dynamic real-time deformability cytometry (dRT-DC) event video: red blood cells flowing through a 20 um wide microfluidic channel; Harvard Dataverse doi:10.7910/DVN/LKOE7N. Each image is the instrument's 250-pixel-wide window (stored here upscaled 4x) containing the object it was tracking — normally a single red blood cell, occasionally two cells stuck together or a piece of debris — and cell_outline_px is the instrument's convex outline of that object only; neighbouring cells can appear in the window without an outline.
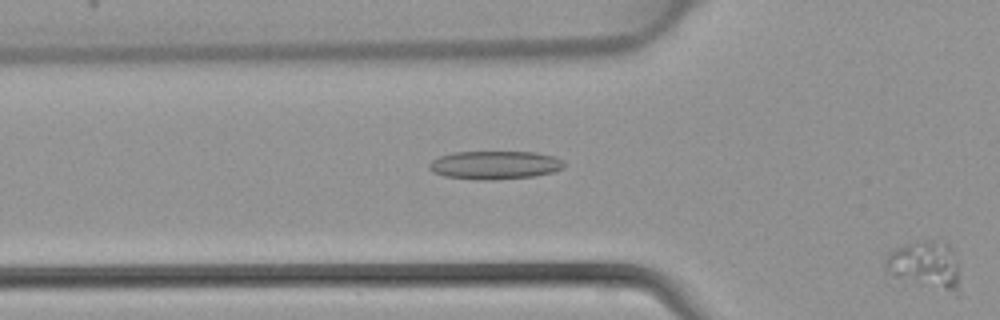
{"species": "common noctule bat (a hibernating species)", "species_latin": "Nyctalus noctula", "temperature_condition": "warm", "stored_images_in_passage": 16, "camera_frame_rate_fps": 3000, "um_per_image_px": 0.085, "animal": {"sex": "female", "body_mass_g": 22.7, "forearm_length_mm": 54.2}, "frame": {"image": 1, "passage_image": 16, "time_ms": 5.0, "image_size_px": [1000, 320], "cell_outline_px": [[960, 292], [956, 296], [888, 284], [884, 268], [884, 264], [888, 256], [896, 248], [916, 240], [936, 240], [948, 244], [952, 248], [956, 260], [960, 276]], "centroid_in_image_um": [78.56, 22.73], "position_along_channel_um": 47.2, "area_um2": 23.76}}